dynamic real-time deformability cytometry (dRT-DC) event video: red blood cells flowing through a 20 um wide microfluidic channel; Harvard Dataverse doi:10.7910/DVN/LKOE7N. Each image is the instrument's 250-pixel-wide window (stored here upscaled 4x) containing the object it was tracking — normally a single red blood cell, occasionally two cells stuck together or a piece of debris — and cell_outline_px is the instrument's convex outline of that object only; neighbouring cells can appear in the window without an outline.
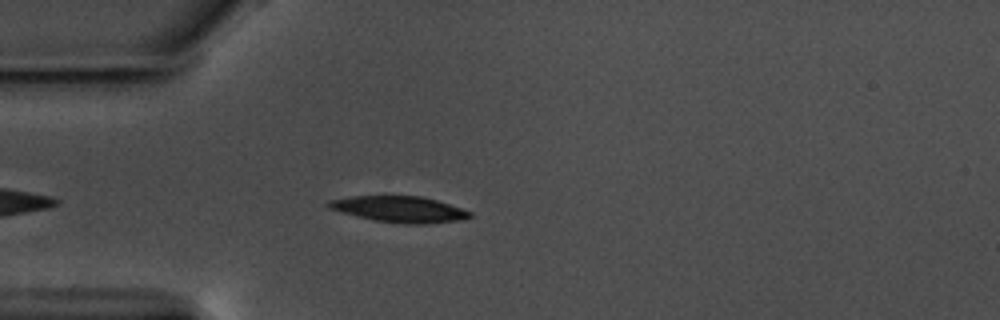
{"species": "common noctule bat (a hibernating species)", "species_latin": "Nyctalus noctula", "temperature_condition": "warm", "stored_images_in_passage": 30, "camera_frame_rate_fps": 3000, "um_per_image_px": 0.085, "animal": {"sex": "male", "body_mass_g": 17.5, "forearm_length_mm": 52.3}, "frame": {"image": 1, "passage_image": 5, "time_ms": 1.333, "image_size_px": [1000, 320], "cell_outline_px": [[472, 216], [460, 220], [424, 224], [404, 224], [372, 220], [356, 216], [328, 208], [324, 204], [328, 200], [352, 196], [420, 196], [436, 200], [472, 212]], "centroid_in_image_um": [33.9, 17.79], "position_along_channel_um": 51.1, "area_um2": 21.44}}
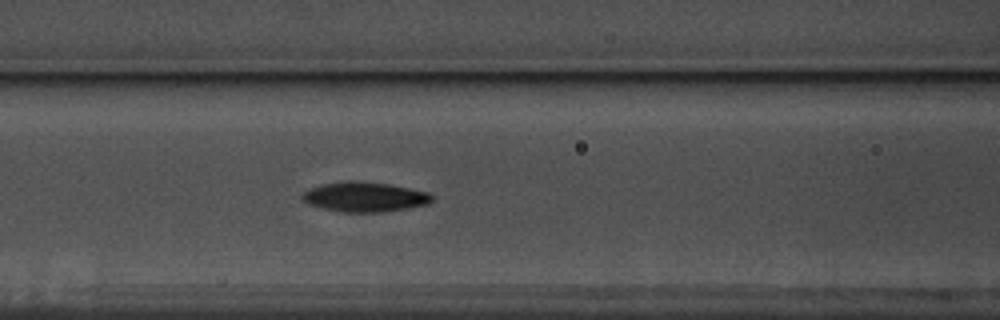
{"frame": {"image": 2, "passage_image": 13, "time_ms": 4.0, "image_size_px": [1000, 320], "cell_outline_px": [[436, 196], [428, 204], [408, 208], [380, 212], [340, 212], [308, 204], [300, 196], [304, 192], [312, 188], [324, 184], [344, 180], [360, 180], [388, 184], [428, 192]], "centroid_in_image_um": [31.02, 16.73], "position_along_channel_um": 135.6, "area_um2": 22.54}}
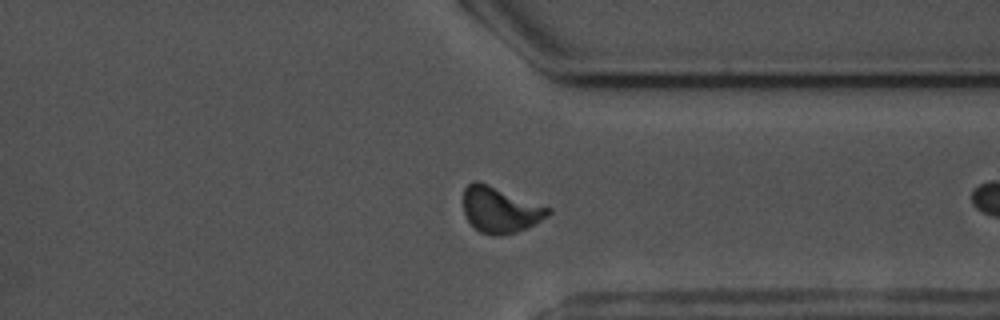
{"frame": {"image": 3, "passage_image": 29, "time_ms": 9.333, "image_size_px": [1000, 320], "cell_outline_px": [[552, 212], [548, 216], [528, 228], [516, 232], [500, 236], [492, 236], [480, 232], [468, 220], [464, 212], [464, 188], [472, 180], [476, 180], [488, 184], [552, 208]], "centroid_in_image_um": [42.53, 17.83], "position_along_channel_um": 368.9, "area_um2": 22.77}}